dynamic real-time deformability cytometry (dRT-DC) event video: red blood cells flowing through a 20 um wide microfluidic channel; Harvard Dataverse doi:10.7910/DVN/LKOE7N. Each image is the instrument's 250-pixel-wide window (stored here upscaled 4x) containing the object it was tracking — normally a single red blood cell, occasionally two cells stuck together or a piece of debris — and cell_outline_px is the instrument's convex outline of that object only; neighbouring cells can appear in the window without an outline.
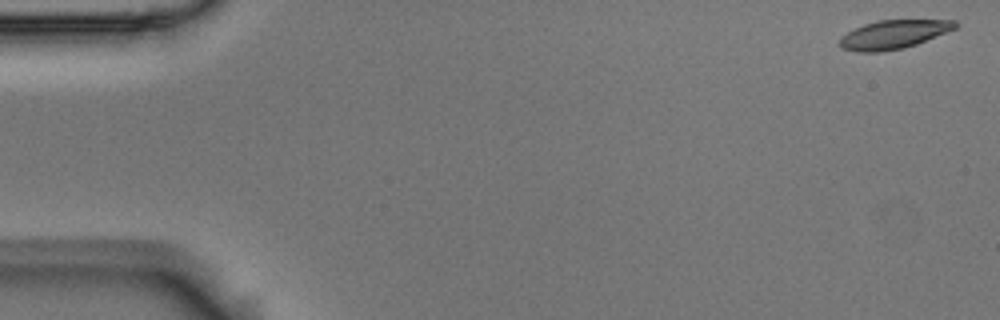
{"species": "Egyptian fruit bat (a non-hibernating species)", "species_latin": "Rousettus aegyptiacus", "temperature_condition": "room temperature", "stored_images_in_passage": 54, "camera_frame_rate_fps": 3000, "um_per_image_px": 0.085, "animal": {"sex": "male"}, "frame": {"image": 1, "passage_image": 1, "time_ms": 0.0, "image_size_px": [1000, 320], "cell_outline_px": [[956, 28], [916, 44], [904, 48], [880, 52], [856, 52], [844, 48], [840, 44], [840, 36], [864, 24], [880, 20], [956, 20]], "centroid_in_image_um": [75.94, 2.93], "position_along_channel_um": 9.1, "area_um2": 19.02}}
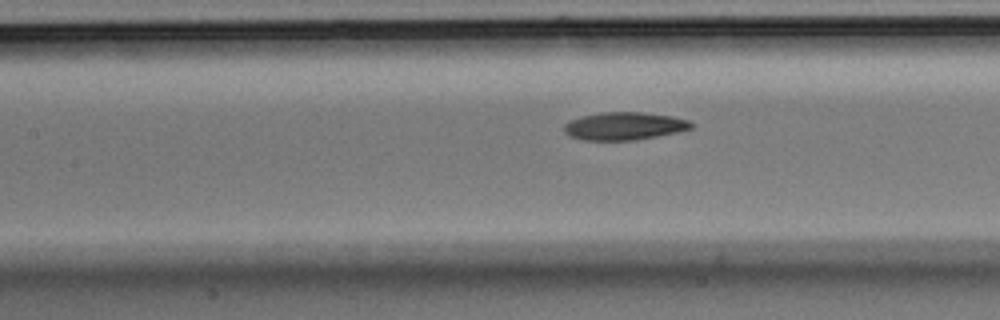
{"frame": {"image": 2, "passage_image": 24, "time_ms": 7.667, "image_size_px": [1000, 320], "cell_outline_px": [[692, 128], [676, 132], [636, 140], [584, 140], [572, 136], [564, 132], [564, 124], [572, 120], [584, 116], [600, 112], [640, 112], [672, 116], [688, 120], [692, 124]], "centroid_in_image_um": [53.06, 10.71], "position_along_channel_um": 154.3, "area_um2": 20.29}}
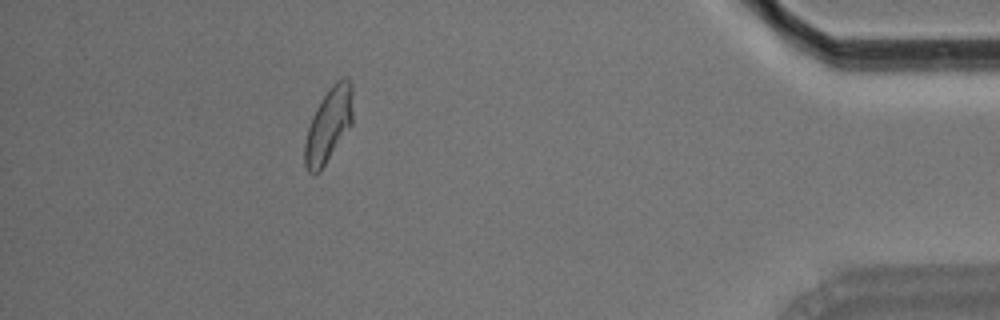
{"frame": {"image": 3, "passage_image": 49, "time_ms": 16.0, "image_size_px": [1000, 320], "cell_outline_px": [[352, 124], [320, 172], [308, 172], [304, 164], [304, 144], [308, 128], [312, 116], [320, 100], [332, 84], [340, 76], [348, 76], [352, 84]], "centroid_in_image_um": [27.94, 10.58], "position_along_channel_um": 407.3, "area_um2": 20.98}, "authors_computed_cell_mechanics": {"area_um2": 20.519, "velocity_mm_per_s": 3.6572, "shape_relaxation_time_tau1_ms": 4.2689, "shape_relaxation_time_tau2_ms": 2.5481, "deformation_change_tau1": 0.1522, "deformation_change_tau2": 0.0907}}